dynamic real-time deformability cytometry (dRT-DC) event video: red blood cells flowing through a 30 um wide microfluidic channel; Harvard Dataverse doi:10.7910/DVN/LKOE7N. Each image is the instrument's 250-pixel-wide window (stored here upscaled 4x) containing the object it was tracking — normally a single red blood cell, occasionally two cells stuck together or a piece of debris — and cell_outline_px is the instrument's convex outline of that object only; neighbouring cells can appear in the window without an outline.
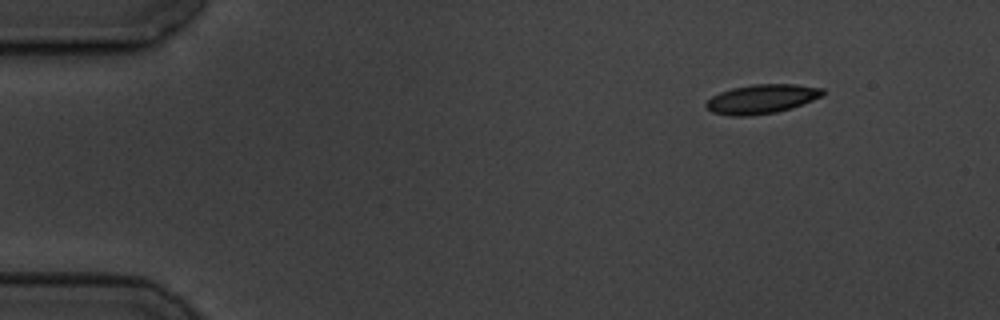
{"species": "common noctule bat (a hibernating species)", "species_latin": "Nyctalus noctula", "temperature_condition": "cold", "stored_images_in_passage": 3, "camera_frame_rate_fps": 3000, "um_per_image_px": 0.085, "animal": {"sex": "male", "body_mass_g": 19.5, "forearm_length_mm": 54.6}, "frame": {"image": 1, "passage_image": 1, "time_ms": 0.0, "image_size_px": [1000, 320], "cell_outline_px": [[824, 96], [792, 108], [776, 112], [752, 116], [732, 116], [712, 112], [704, 104], [712, 96], [720, 92], [732, 88], [752, 84], [796, 84], [824, 88]], "centroid_in_image_um": [64.77, 8.41], "position_along_channel_um": 20.2, "area_um2": 20.0}}